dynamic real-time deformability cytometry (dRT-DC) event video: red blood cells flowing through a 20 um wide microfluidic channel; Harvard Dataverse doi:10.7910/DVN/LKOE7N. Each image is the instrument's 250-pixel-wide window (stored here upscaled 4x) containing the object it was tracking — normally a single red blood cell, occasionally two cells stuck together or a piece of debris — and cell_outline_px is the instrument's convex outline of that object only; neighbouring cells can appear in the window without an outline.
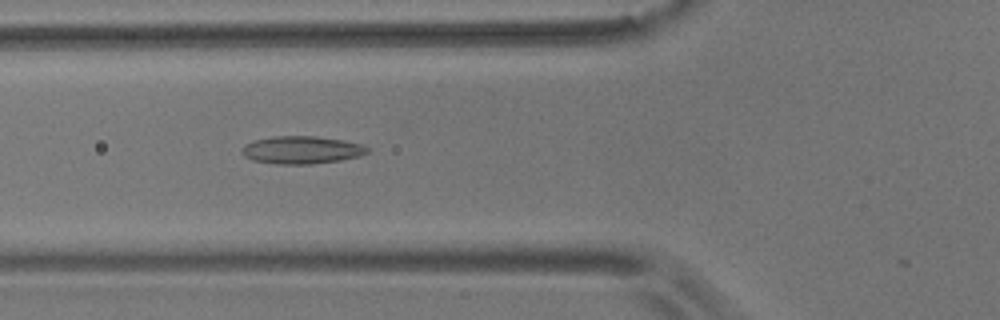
{"species": "common noctule bat (a hibernating species)", "species_latin": "Nyctalus noctula", "temperature_condition": "room temperature", "stored_images_in_passage": 21, "camera_frame_rate_fps": 3000, "um_per_image_px": 0.085, "animal": {"sex": "male", "body_mass_g": 17.9}, "frame": {"image": 1, "passage_image": 20, "time_ms": 6.333, "image_size_px": [1000, 320], "cell_outline_px": [[368, 152], [360, 156], [340, 160], [312, 164], [276, 164], [252, 160], [244, 156], [240, 152], [240, 148], [244, 144], [252, 140], [272, 136], [316, 136], [344, 140], [360, 144], [368, 148]], "centroid_in_image_um": [25.57, 12.74], "position_along_channel_um": 100.2, "area_um2": 20.46}}